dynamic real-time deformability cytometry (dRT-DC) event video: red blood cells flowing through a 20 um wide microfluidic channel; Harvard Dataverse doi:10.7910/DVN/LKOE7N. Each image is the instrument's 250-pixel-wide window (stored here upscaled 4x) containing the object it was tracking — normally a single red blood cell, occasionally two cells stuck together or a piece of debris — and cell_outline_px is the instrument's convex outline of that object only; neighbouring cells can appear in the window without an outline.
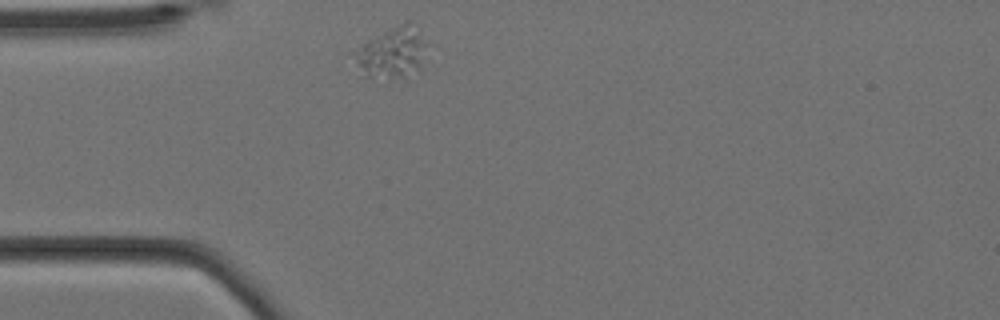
{"species": "Egyptian fruit bat (a non-hibernating species)", "species_latin": "Rousettus aegyptiacus", "temperature_condition": "cold", "stored_images_in_passage": 45, "camera_frame_rate_fps": 3000, "um_per_image_px": 0.085, "animal": {"sex": "female"}, "frame": {"image": 1, "passage_image": 1, "time_ms": 0.0, "image_size_px": [1000, 320], "cell_outline_px": [[424, 44], [420, 68], [372, 80], [364, 76], [360, 64], [360, 60], [364, 44], [368, 40], [408, 20], [424, 40]], "centroid_in_image_um": [33.37, 4.44], "position_along_channel_um": 51.6, "area_um2": 18.96}}
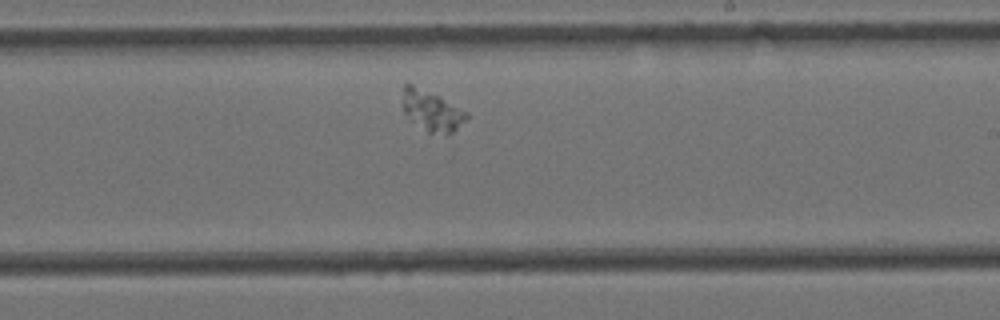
{"frame": {"image": 2, "passage_image": 20, "time_ms": 6.333, "image_size_px": [1000, 320], "cell_outline_px": [[468, 120], [452, 132], [428, 132], [408, 120], [404, 112], [404, 84], [412, 84], [440, 96], [468, 112]], "centroid_in_image_um": [36.72, 9.41], "position_along_channel_um": 252.3, "area_um2": 14.91}}
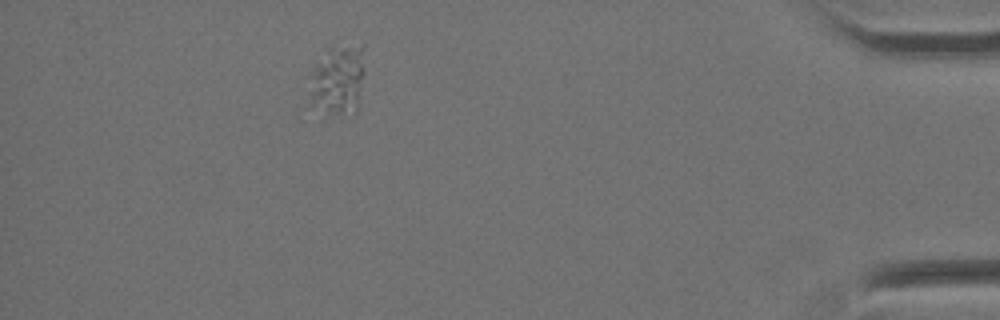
{"frame": {"image": 3, "passage_image": 39, "time_ms": 12.667, "image_size_px": [1000, 320], "cell_outline_px": [[364, 72], [356, 112], [328, 112], [312, 104], [308, 92], [312, 72], [316, 64], [328, 48], [332, 44], [364, 44]], "centroid_in_image_um": [28.75, 6.68], "position_along_channel_um": 406.5, "area_um2": 22.6}}